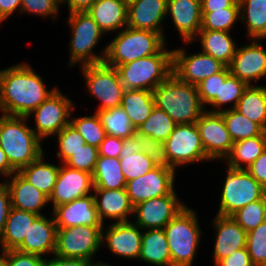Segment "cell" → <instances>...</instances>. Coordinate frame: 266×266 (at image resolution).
Returning <instances> with one entry per match:
<instances>
[{
	"mask_svg": "<svg viewBox=\"0 0 266 266\" xmlns=\"http://www.w3.org/2000/svg\"><path fill=\"white\" fill-rule=\"evenodd\" d=\"M196 86L202 105L207 107L216 97H220L221 72L209 76Z\"/></svg>",
	"mask_w": 266,
	"mask_h": 266,
	"instance_id": "obj_51",
	"label": "cell"
},
{
	"mask_svg": "<svg viewBox=\"0 0 266 266\" xmlns=\"http://www.w3.org/2000/svg\"><path fill=\"white\" fill-rule=\"evenodd\" d=\"M91 191H94L92 174L70 168L62 163V166H59V174L49 197V203L52 202L54 208L87 196Z\"/></svg>",
	"mask_w": 266,
	"mask_h": 266,
	"instance_id": "obj_17",
	"label": "cell"
},
{
	"mask_svg": "<svg viewBox=\"0 0 266 266\" xmlns=\"http://www.w3.org/2000/svg\"><path fill=\"white\" fill-rule=\"evenodd\" d=\"M245 170L266 189V149Z\"/></svg>",
	"mask_w": 266,
	"mask_h": 266,
	"instance_id": "obj_54",
	"label": "cell"
},
{
	"mask_svg": "<svg viewBox=\"0 0 266 266\" xmlns=\"http://www.w3.org/2000/svg\"><path fill=\"white\" fill-rule=\"evenodd\" d=\"M227 168L217 213L223 216H231L237 210L266 195V189L245 169Z\"/></svg>",
	"mask_w": 266,
	"mask_h": 266,
	"instance_id": "obj_8",
	"label": "cell"
},
{
	"mask_svg": "<svg viewBox=\"0 0 266 266\" xmlns=\"http://www.w3.org/2000/svg\"><path fill=\"white\" fill-rule=\"evenodd\" d=\"M97 263L94 260L63 258L57 255L47 259V266H97Z\"/></svg>",
	"mask_w": 266,
	"mask_h": 266,
	"instance_id": "obj_56",
	"label": "cell"
},
{
	"mask_svg": "<svg viewBox=\"0 0 266 266\" xmlns=\"http://www.w3.org/2000/svg\"><path fill=\"white\" fill-rule=\"evenodd\" d=\"M67 18L72 31L70 44V60L68 66L92 65L103 63L106 57L107 46L102 50V55L93 53L104 31L97 25L92 16L85 12L70 13Z\"/></svg>",
	"mask_w": 266,
	"mask_h": 266,
	"instance_id": "obj_7",
	"label": "cell"
},
{
	"mask_svg": "<svg viewBox=\"0 0 266 266\" xmlns=\"http://www.w3.org/2000/svg\"><path fill=\"white\" fill-rule=\"evenodd\" d=\"M212 223L216 230L214 264L235 251L246 248L247 232L231 216L217 214Z\"/></svg>",
	"mask_w": 266,
	"mask_h": 266,
	"instance_id": "obj_23",
	"label": "cell"
},
{
	"mask_svg": "<svg viewBox=\"0 0 266 266\" xmlns=\"http://www.w3.org/2000/svg\"><path fill=\"white\" fill-rule=\"evenodd\" d=\"M266 131V87L249 85L234 108Z\"/></svg>",
	"mask_w": 266,
	"mask_h": 266,
	"instance_id": "obj_35",
	"label": "cell"
},
{
	"mask_svg": "<svg viewBox=\"0 0 266 266\" xmlns=\"http://www.w3.org/2000/svg\"><path fill=\"white\" fill-rule=\"evenodd\" d=\"M215 266H254L250 259L247 248H241L230 256L219 260Z\"/></svg>",
	"mask_w": 266,
	"mask_h": 266,
	"instance_id": "obj_53",
	"label": "cell"
},
{
	"mask_svg": "<svg viewBox=\"0 0 266 266\" xmlns=\"http://www.w3.org/2000/svg\"><path fill=\"white\" fill-rule=\"evenodd\" d=\"M72 100L67 98L57 88L44 102H42L27 117L34 115L36 127L32 128L36 135L44 141L47 137L58 134L70 124Z\"/></svg>",
	"mask_w": 266,
	"mask_h": 266,
	"instance_id": "obj_12",
	"label": "cell"
},
{
	"mask_svg": "<svg viewBox=\"0 0 266 266\" xmlns=\"http://www.w3.org/2000/svg\"><path fill=\"white\" fill-rule=\"evenodd\" d=\"M102 228V242L106 241L107 249L117 257L138 259L142 245V229L131 221L113 222ZM105 239V240H104Z\"/></svg>",
	"mask_w": 266,
	"mask_h": 266,
	"instance_id": "obj_18",
	"label": "cell"
},
{
	"mask_svg": "<svg viewBox=\"0 0 266 266\" xmlns=\"http://www.w3.org/2000/svg\"><path fill=\"white\" fill-rule=\"evenodd\" d=\"M119 161L127 182L143 176L153 169L151 158L142 151L126 157H119Z\"/></svg>",
	"mask_w": 266,
	"mask_h": 266,
	"instance_id": "obj_47",
	"label": "cell"
},
{
	"mask_svg": "<svg viewBox=\"0 0 266 266\" xmlns=\"http://www.w3.org/2000/svg\"><path fill=\"white\" fill-rule=\"evenodd\" d=\"M168 15L185 44L197 37L202 24L201 0H167Z\"/></svg>",
	"mask_w": 266,
	"mask_h": 266,
	"instance_id": "obj_21",
	"label": "cell"
},
{
	"mask_svg": "<svg viewBox=\"0 0 266 266\" xmlns=\"http://www.w3.org/2000/svg\"><path fill=\"white\" fill-rule=\"evenodd\" d=\"M15 10H21V0H0V17L3 21Z\"/></svg>",
	"mask_w": 266,
	"mask_h": 266,
	"instance_id": "obj_59",
	"label": "cell"
},
{
	"mask_svg": "<svg viewBox=\"0 0 266 266\" xmlns=\"http://www.w3.org/2000/svg\"><path fill=\"white\" fill-rule=\"evenodd\" d=\"M11 176L10 180L3 181V183L9 190L12 207L43 215L41 210L49 202V197L25 180L18 172Z\"/></svg>",
	"mask_w": 266,
	"mask_h": 266,
	"instance_id": "obj_26",
	"label": "cell"
},
{
	"mask_svg": "<svg viewBox=\"0 0 266 266\" xmlns=\"http://www.w3.org/2000/svg\"><path fill=\"white\" fill-rule=\"evenodd\" d=\"M97 0H61V5L67 4L69 14L88 11Z\"/></svg>",
	"mask_w": 266,
	"mask_h": 266,
	"instance_id": "obj_58",
	"label": "cell"
},
{
	"mask_svg": "<svg viewBox=\"0 0 266 266\" xmlns=\"http://www.w3.org/2000/svg\"><path fill=\"white\" fill-rule=\"evenodd\" d=\"M137 152H141V147L133 135L123 139V147L119 157H126Z\"/></svg>",
	"mask_w": 266,
	"mask_h": 266,
	"instance_id": "obj_60",
	"label": "cell"
},
{
	"mask_svg": "<svg viewBox=\"0 0 266 266\" xmlns=\"http://www.w3.org/2000/svg\"><path fill=\"white\" fill-rule=\"evenodd\" d=\"M122 147L123 139L116 136L106 135L98 148L99 155L119 158Z\"/></svg>",
	"mask_w": 266,
	"mask_h": 266,
	"instance_id": "obj_52",
	"label": "cell"
},
{
	"mask_svg": "<svg viewBox=\"0 0 266 266\" xmlns=\"http://www.w3.org/2000/svg\"><path fill=\"white\" fill-rule=\"evenodd\" d=\"M96 112L103 124L106 135L126 139L136 132L131 120L121 106Z\"/></svg>",
	"mask_w": 266,
	"mask_h": 266,
	"instance_id": "obj_39",
	"label": "cell"
},
{
	"mask_svg": "<svg viewBox=\"0 0 266 266\" xmlns=\"http://www.w3.org/2000/svg\"><path fill=\"white\" fill-rule=\"evenodd\" d=\"M103 226L57 228L54 255L63 258L93 260L102 246Z\"/></svg>",
	"mask_w": 266,
	"mask_h": 266,
	"instance_id": "obj_10",
	"label": "cell"
},
{
	"mask_svg": "<svg viewBox=\"0 0 266 266\" xmlns=\"http://www.w3.org/2000/svg\"><path fill=\"white\" fill-rule=\"evenodd\" d=\"M237 0H201V12H213L231 7Z\"/></svg>",
	"mask_w": 266,
	"mask_h": 266,
	"instance_id": "obj_57",
	"label": "cell"
},
{
	"mask_svg": "<svg viewBox=\"0 0 266 266\" xmlns=\"http://www.w3.org/2000/svg\"><path fill=\"white\" fill-rule=\"evenodd\" d=\"M176 191L169 195L152 198L134 206L135 224L141 229H164V227L185 207L179 201Z\"/></svg>",
	"mask_w": 266,
	"mask_h": 266,
	"instance_id": "obj_13",
	"label": "cell"
},
{
	"mask_svg": "<svg viewBox=\"0 0 266 266\" xmlns=\"http://www.w3.org/2000/svg\"><path fill=\"white\" fill-rule=\"evenodd\" d=\"M0 266H7L5 258L0 255Z\"/></svg>",
	"mask_w": 266,
	"mask_h": 266,
	"instance_id": "obj_62",
	"label": "cell"
},
{
	"mask_svg": "<svg viewBox=\"0 0 266 266\" xmlns=\"http://www.w3.org/2000/svg\"><path fill=\"white\" fill-rule=\"evenodd\" d=\"M175 126L174 120L165 111L155 106L150 116L136 131L140 134L148 135L155 140L165 142Z\"/></svg>",
	"mask_w": 266,
	"mask_h": 266,
	"instance_id": "obj_40",
	"label": "cell"
},
{
	"mask_svg": "<svg viewBox=\"0 0 266 266\" xmlns=\"http://www.w3.org/2000/svg\"><path fill=\"white\" fill-rule=\"evenodd\" d=\"M164 146L168 160L175 170L201 160L211 161L206 156L196 123L176 124Z\"/></svg>",
	"mask_w": 266,
	"mask_h": 266,
	"instance_id": "obj_11",
	"label": "cell"
},
{
	"mask_svg": "<svg viewBox=\"0 0 266 266\" xmlns=\"http://www.w3.org/2000/svg\"><path fill=\"white\" fill-rule=\"evenodd\" d=\"M56 239L57 226L54 217L48 219L45 215H39L29 228L22 244L16 250L42 257L47 253L54 255Z\"/></svg>",
	"mask_w": 266,
	"mask_h": 266,
	"instance_id": "obj_24",
	"label": "cell"
},
{
	"mask_svg": "<svg viewBox=\"0 0 266 266\" xmlns=\"http://www.w3.org/2000/svg\"><path fill=\"white\" fill-rule=\"evenodd\" d=\"M202 24L200 30H218L230 32L240 18V5L237 0L231 7L213 12H201Z\"/></svg>",
	"mask_w": 266,
	"mask_h": 266,
	"instance_id": "obj_41",
	"label": "cell"
},
{
	"mask_svg": "<svg viewBox=\"0 0 266 266\" xmlns=\"http://www.w3.org/2000/svg\"><path fill=\"white\" fill-rule=\"evenodd\" d=\"M176 170L153 168L143 176L132 179L126 184V191L132 206L152 198L169 195L174 191Z\"/></svg>",
	"mask_w": 266,
	"mask_h": 266,
	"instance_id": "obj_16",
	"label": "cell"
},
{
	"mask_svg": "<svg viewBox=\"0 0 266 266\" xmlns=\"http://www.w3.org/2000/svg\"><path fill=\"white\" fill-rule=\"evenodd\" d=\"M167 0H128L127 27L163 33Z\"/></svg>",
	"mask_w": 266,
	"mask_h": 266,
	"instance_id": "obj_22",
	"label": "cell"
},
{
	"mask_svg": "<svg viewBox=\"0 0 266 266\" xmlns=\"http://www.w3.org/2000/svg\"><path fill=\"white\" fill-rule=\"evenodd\" d=\"M94 189H122L127 181L119 158L99 155L92 173Z\"/></svg>",
	"mask_w": 266,
	"mask_h": 266,
	"instance_id": "obj_34",
	"label": "cell"
},
{
	"mask_svg": "<svg viewBox=\"0 0 266 266\" xmlns=\"http://www.w3.org/2000/svg\"><path fill=\"white\" fill-rule=\"evenodd\" d=\"M38 216V214L11 207L3 234L0 238L2 252L16 250L22 244L28 234L29 228Z\"/></svg>",
	"mask_w": 266,
	"mask_h": 266,
	"instance_id": "obj_28",
	"label": "cell"
},
{
	"mask_svg": "<svg viewBox=\"0 0 266 266\" xmlns=\"http://www.w3.org/2000/svg\"><path fill=\"white\" fill-rule=\"evenodd\" d=\"M164 232L171 266H192L202 233L196 211L186 206L164 227Z\"/></svg>",
	"mask_w": 266,
	"mask_h": 266,
	"instance_id": "obj_6",
	"label": "cell"
},
{
	"mask_svg": "<svg viewBox=\"0 0 266 266\" xmlns=\"http://www.w3.org/2000/svg\"><path fill=\"white\" fill-rule=\"evenodd\" d=\"M186 53L182 48L173 50V74L182 82L197 85L226 67L219 60L203 52L191 55Z\"/></svg>",
	"mask_w": 266,
	"mask_h": 266,
	"instance_id": "obj_15",
	"label": "cell"
},
{
	"mask_svg": "<svg viewBox=\"0 0 266 266\" xmlns=\"http://www.w3.org/2000/svg\"><path fill=\"white\" fill-rule=\"evenodd\" d=\"M220 113L234 143L259 136L265 132L259 124L253 122L235 109H224Z\"/></svg>",
	"mask_w": 266,
	"mask_h": 266,
	"instance_id": "obj_38",
	"label": "cell"
},
{
	"mask_svg": "<svg viewBox=\"0 0 266 266\" xmlns=\"http://www.w3.org/2000/svg\"><path fill=\"white\" fill-rule=\"evenodd\" d=\"M11 199L9 190L3 182L0 183V238L3 234L5 224L11 210Z\"/></svg>",
	"mask_w": 266,
	"mask_h": 266,
	"instance_id": "obj_55",
	"label": "cell"
},
{
	"mask_svg": "<svg viewBox=\"0 0 266 266\" xmlns=\"http://www.w3.org/2000/svg\"><path fill=\"white\" fill-rule=\"evenodd\" d=\"M164 33L125 27L107 45L104 62L112 67L158 54L166 46Z\"/></svg>",
	"mask_w": 266,
	"mask_h": 266,
	"instance_id": "obj_5",
	"label": "cell"
},
{
	"mask_svg": "<svg viewBox=\"0 0 266 266\" xmlns=\"http://www.w3.org/2000/svg\"><path fill=\"white\" fill-rule=\"evenodd\" d=\"M99 151L97 147L85 144L72 156H70L63 164L70 168L77 169L84 172L93 173Z\"/></svg>",
	"mask_w": 266,
	"mask_h": 266,
	"instance_id": "obj_48",
	"label": "cell"
},
{
	"mask_svg": "<svg viewBox=\"0 0 266 266\" xmlns=\"http://www.w3.org/2000/svg\"><path fill=\"white\" fill-rule=\"evenodd\" d=\"M202 145L210 160L225 159L234 144L219 112L205 110L196 121Z\"/></svg>",
	"mask_w": 266,
	"mask_h": 266,
	"instance_id": "obj_14",
	"label": "cell"
},
{
	"mask_svg": "<svg viewBox=\"0 0 266 266\" xmlns=\"http://www.w3.org/2000/svg\"><path fill=\"white\" fill-rule=\"evenodd\" d=\"M94 201L100 221L112 219L115 222H126L133 215V206L129 200L126 188L94 189ZM116 220V221H115Z\"/></svg>",
	"mask_w": 266,
	"mask_h": 266,
	"instance_id": "obj_25",
	"label": "cell"
},
{
	"mask_svg": "<svg viewBox=\"0 0 266 266\" xmlns=\"http://www.w3.org/2000/svg\"><path fill=\"white\" fill-rule=\"evenodd\" d=\"M121 107L128 115L134 128L137 129L150 116L155 101L152 91L124 90Z\"/></svg>",
	"mask_w": 266,
	"mask_h": 266,
	"instance_id": "obj_32",
	"label": "cell"
},
{
	"mask_svg": "<svg viewBox=\"0 0 266 266\" xmlns=\"http://www.w3.org/2000/svg\"><path fill=\"white\" fill-rule=\"evenodd\" d=\"M56 136L59 146L56 155L59 159L61 158V163L86 144L85 139L71 124L65 126Z\"/></svg>",
	"mask_w": 266,
	"mask_h": 266,
	"instance_id": "obj_46",
	"label": "cell"
},
{
	"mask_svg": "<svg viewBox=\"0 0 266 266\" xmlns=\"http://www.w3.org/2000/svg\"><path fill=\"white\" fill-rule=\"evenodd\" d=\"M249 39H266V0H238Z\"/></svg>",
	"mask_w": 266,
	"mask_h": 266,
	"instance_id": "obj_36",
	"label": "cell"
},
{
	"mask_svg": "<svg viewBox=\"0 0 266 266\" xmlns=\"http://www.w3.org/2000/svg\"><path fill=\"white\" fill-rule=\"evenodd\" d=\"M193 40H200L202 52L214 57L227 67L236 54L237 46L230 32L218 30H200Z\"/></svg>",
	"mask_w": 266,
	"mask_h": 266,
	"instance_id": "obj_29",
	"label": "cell"
},
{
	"mask_svg": "<svg viewBox=\"0 0 266 266\" xmlns=\"http://www.w3.org/2000/svg\"><path fill=\"white\" fill-rule=\"evenodd\" d=\"M139 259L154 266H171V253L164 229L143 231Z\"/></svg>",
	"mask_w": 266,
	"mask_h": 266,
	"instance_id": "obj_30",
	"label": "cell"
},
{
	"mask_svg": "<svg viewBox=\"0 0 266 266\" xmlns=\"http://www.w3.org/2000/svg\"><path fill=\"white\" fill-rule=\"evenodd\" d=\"M152 92L155 106L165 111L176 124L196 123L206 110L197 86L180 81L174 74Z\"/></svg>",
	"mask_w": 266,
	"mask_h": 266,
	"instance_id": "obj_3",
	"label": "cell"
},
{
	"mask_svg": "<svg viewBox=\"0 0 266 266\" xmlns=\"http://www.w3.org/2000/svg\"><path fill=\"white\" fill-rule=\"evenodd\" d=\"M70 124L82 135L86 144L99 148L106 132L97 114L70 118Z\"/></svg>",
	"mask_w": 266,
	"mask_h": 266,
	"instance_id": "obj_42",
	"label": "cell"
},
{
	"mask_svg": "<svg viewBox=\"0 0 266 266\" xmlns=\"http://www.w3.org/2000/svg\"><path fill=\"white\" fill-rule=\"evenodd\" d=\"M61 5V0H21V13H33L40 17H47L50 15L52 19H57L58 9Z\"/></svg>",
	"mask_w": 266,
	"mask_h": 266,
	"instance_id": "obj_49",
	"label": "cell"
},
{
	"mask_svg": "<svg viewBox=\"0 0 266 266\" xmlns=\"http://www.w3.org/2000/svg\"><path fill=\"white\" fill-rule=\"evenodd\" d=\"M52 213L57 228L103 226L97 214L93 194L56 206Z\"/></svg>",
	"mask_w": 266,
	"mask_h": 266,
	"instance_id": "obj_20",
	"label": "cell"
},
{
	"mask_svg": "<svg viewBox=\"0 0 266 266\" xmlns=\"http://www.w3.org/2000/svg\"><path fill=\"white\" fill-rule=\"evenodd\" d=\"M266 149V131L255 137L240 140L232 145L231 152L225 158L227 165L233 169H246ZM243 165H246L243 167Z\"/></svg>",
	"mask_w": 266,
	"mask_h": 266,
	"instance_id": "obj_33",
	"label": "cell"
},
{
	"mask_svg": "<svg viewBox=\"0 0 266 266\" xmlns=\"http://www.w3.org/2000/svg\"><path fill=\"white\" fill-rule=\"evenodd\" d=\"M128 0H97L88 13L104 33L127 27Z\"/></svg>",
	"mask_w": 266,
	"mask_h": 266,
	"instance_id": "obj_27",
	"label": "cell"
},
{
	"mask_svg": "<svg viewBox=\"0 0 266 266\" xmlns=\"http://www.w3.org/2000/svg\"><path fill=\"white\" fill-rule=\"evenodd\" d=\"M57 89H47L41 76L24 62L0 70V112L28 116Z\"/></svg>",
	"mask_w": 266,
	"mask_h": 266,
	"instance_id": "obj_1",
	"label": "cell"
},
{
	"mask_svg": "<svg viewBox=\"0 0 266 266\" xmlns=\"http://www.w3.org/2000/svg\"><path fill=\"white\" fill-rule=\"evenodd\" d=\"M231 217L246 232L255 229L266 220V195L237 210Z\"/></svg>",
	"mask_w": 266,
	"mask_h": 266,
	"instance_id": "obj_43",
	"label": "cell"
},
{
	"mask_svg": "<svg viewBox=\"0 0 266 266\" xmlns=\"http://www.w3.org/2000/svg\"><path fill=\"white\" fill-rule=\"evenodd\" d=\"M125 90L153 91L173 74V50L115 66Z\"/></svg>",
	"mask_w": 266,
	"mask_h": 266,
	"instance_id": "obj_4",
	"label": "cell"
},
{
	"mask_svg": "<svg viewBox=\"0 0 266 266\" xmlns=\"http://www.w3.org/2000/svg\"><path fill=\"white\" fill-rule=\"evenodd\" d=\"M260 39H252L250 44L237 47L231 64L228 66L230 73L252 85L261 78H266V50L259 43Z\"/></svg>",
	"mask_w": 266,
	"mask_h": 266,
	"instance_id": "obj_19",
	"label": "cell"
},
{
	"mask_svg": "<svg viewBox=\"0 0 266 266\" xmlns=\"http://www.w3.org/2000/svg\"><path fill=\"white\" fill-rule=\"evenodd\" d=\"M7 266H47V259L36 254L20 252L18 250L3 251Z\"/></svg>",
	"mask_w": 266,
	"mask_h": 266,
	"instance_id": "obj_50",
	"label": "cell"
},
{
	"mask_svg": "<svg viewBox=\"0 0 266 266\" xmlns=\"http://www.w3.org/2000/svg\"><path fill=\"white\" fill-rule=\"evenodd\" d=\"M88 92L101 104L96 111L121 106L124 87L115 67L105 62L81 66Z\"/></svg>",
	"mask_w": 266,
	"mask_h": 266,
	"instance_id": "obj_9",
	"label": "cell"
},
{
	"mask_svg": "<svg viewBox=\"0 0 266 266\" xmlns=\"http://www.w3.org/2000/svg\"><path fill=\"white\" fill-rule=\"evenodd\" d=\"M18 173L33 186L50 197L59 174V165L47 163L42 154L28 166L21 168Z\"/></svg>",
	"mask_w": 266,
	"mask_h": 266,
	"instance_id": "obj_31",
	"label": "cell"
},
{
	"mask_svg": "<svg viewBox=\"0 0 266 266\" xmlns=\"http://www.w3.org/2000/svg\"><path fill=\"white\" fill-rule=\"evenodd\" d=\"M248 85L230 73L229 67L221 71V89L220 97H216L209 105L212 107L211 112H222L223 105L232 103L230 109H234L242 97ZM215 108V109H214Z\"/></svg>",
	"mask_w": 266,
	"mask_h": 266,
	"instance_id": "obj_37",
	"label": "cell"
},
{
	"mask_svg": "<svg viewBox=\"0 0 266 266\" xmlns=\"http://www.w3.org/2000/svg\"><path fill=\"white\" fill-rule=\"evenodd\" d=\"M16 171L10 166L6 153L0 147V174L1 176L10 177Z\"/></svg>",
	"mask_w": 266,
	"mask_h": 266,
	"instance_id": "obj_61",
	"label": "cell"
},
{
	"mask_svg": "<svg viewBox=\"0 0 266 266\" xmlns=\"http://www.w3.org/2000/svg\"><path fill=\"white\" fill-rule=\"evenodd\" d=\"M97 266H110V265L107 264V263H104V262L98 261Z\"/></svg>",
	"mask_w": 266,
	"mask_h": 266,
	"instance_id": "obj_63",
	"label": "cell"
},
{
	"mask_svg": "<svg viewBox=\"0 0 266 266\" xmlns=\"http://www.w3.org/2000/svg\"><path fill=\"white\" fill-rule=\"evenodd\" d=\"M133 136L140 144L141 151L151 158L153 168L162 170H175L168 160L164 142L155 140L148 135L140 134L137 131Z\"/></svg>",
	"mask_w": 266,
	"mask_h": 266,
	"instance_id": "obj_44",
	"label": "cell"
},
{
	"mask_svg": "<svg viewBox=\"0 0 266 266\" xmlns=\"http://www.w3.org/2000/svg\"><path fill=\"white\" fill-rule=\"evenodd\" d=\"M246 248L254 266H266V220L247 232Z\"/></svg>",
	"mask_w": 266,
	"mask_h": 266,
	"instance_id": "obj_45",
	"label": "cell"
},
{
	"mask_svg": "<svg viewBox=\"0 0 266 266\" xmlns=\"http://www.w3.org/2000/svg\"><path fill=\"white\" fill-rule=\"evenodd\" d=\"M27 120V116H0V147L16 172L44 154L42 140Z\"/></svg>",
	"mask_w": 266,
	"mask_h": 266,
	"instance_id": "obj_2",
	"label": "cell"
}]
</instances>
